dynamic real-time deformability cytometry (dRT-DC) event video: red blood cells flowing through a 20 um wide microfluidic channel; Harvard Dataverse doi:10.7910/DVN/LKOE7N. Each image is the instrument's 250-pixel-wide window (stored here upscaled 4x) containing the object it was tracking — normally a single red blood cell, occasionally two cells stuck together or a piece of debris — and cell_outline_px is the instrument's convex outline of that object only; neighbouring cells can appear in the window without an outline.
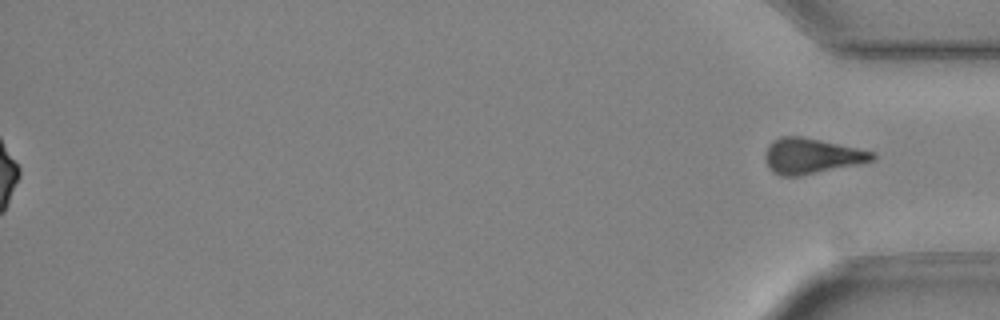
{"species": "Egyptian fruit bat (a non-hibernating species)", "species_latin": "Rousettus aegyptiacus", "temperature_condition": "cold", "stored_images_in_passage": 50, "segment_of_instrument_passage": [2, 2], "camera_frame_rate_fps": 3000, "um_per_image_px": 0.085, "animal": {"sex": "female"}, "frame": {"image": 1, "passage_image": 50, "time_ms": 16.333, "image_size_px": [1000, 320], "cell_outline_px": [[876, 156], [872, 160], [856, 164], [800, 176], [780, 176], [772, 172], [768, 168], [764, 156], [768, 144], [772, 140], [780, 136], [800, 136], [820, 140], [876, 152]], "centroid_in_image_um": [68.91, 13.25], "position_along_channel_um": 366.3, "area_um2": 22.08}}